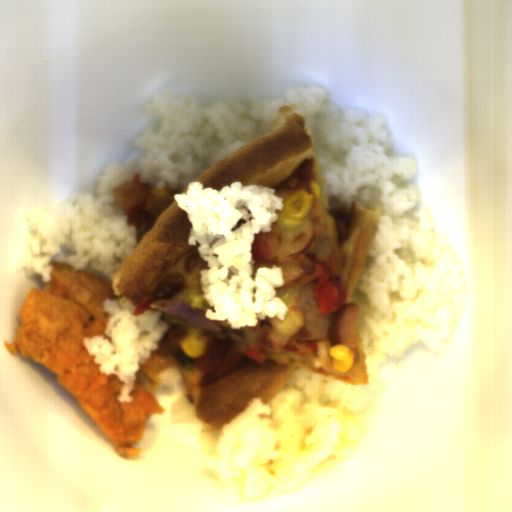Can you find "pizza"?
<instances>
[{
	"instance_id": "4",
	"label": "pizza",
	"mask_w": 512,
	"mask_h": 512,
	"mask_svg": "<svg viewBox=\"0 0 512 512\" xmlns=\"http://www.w3.org/2000/svg\"><path fill=\"white\" fill-rule=\"evenodd\" d=\"M149 311H151L152 313H155V314L158 312V311H156L155 309H152V308Z\"/></svg>"
},
{
	"instance_id": "3",
	"label": "pizza",
	"mask_w": 512,
	"mask_h": 512,
	"mask_svg": "<svg viewBox=\"0 0 512 512\" xmlns=\"http://www.w3.org/2000/svg\"><path fill=\"white\" fill-rule=\"evenodd\" d=\"M193 224L173 200L159 215L155 226L125 254L112 272L109 283L113 294L134 304L148 300L190 302V294L204 295L199 271L207 270L195 246L189 244Z\"/></svg>"
},
{
	"instance_id": "2",
	"label": "pizza",
	"mask_w": 512,
	"mask_h": 512,
	"mask_svg": "<svg viewBox=\"0 0 512 512\" xmlns=\"http://www.w3.org/2000/svg\"><path fill=\"white\" fill-rule=\"evenodd\" d=\"M162 314V313H161ZM273 317L262 319L259 324L231 328L224 320L213 319L221 332L162 314L160 320L169 325L159 347L167 354L169 367L177 370L186 386L195 421L201 431L218 432L244 413L253 402L267 405L287 383L296 369H303L320 377L357 387L369 381L367 359L363 353V341L353 350L355 360L346 372L336 370L330 351L334 347L330 335L319 340H298L293 335H283L274 329ZM201 334L205 346L212 338L219 340L220 352L254 348L263 353L266 363L259 365L250 359L239 360L232 373L206 386H198L202 375L182 368L173 353L182 352L179 344L188 335Z\"/></svg>"
},
{
	"instance_id": "1",
	"label": "pizza",
	"mask_w": 512,
	"mask_h": 512,
	"mask_svg": "<svg viewBox=\"0 0 512 512\" xmlns=\"http://www.w3.org/2000/svg\"><path fill=\"white\" fill-rule=\"evenodd\" d=\"M239 181L274 188L285 202L299 190L313 195V204L302 224L285 230L275 222L267 234L271 253L251 268L278 266L284 276L275 290L288 309L298 307L300 291L311 283L315 269L306 255L318 256L328 272L346 288L344 305L354 304L353 294L362 266L384 208L381 204L333 205L328 198L314 137L305 116L291 114L283 127L265 133L232 151L193 182L202 189L220 190Z\"/></svg>"
}]
</instances>
